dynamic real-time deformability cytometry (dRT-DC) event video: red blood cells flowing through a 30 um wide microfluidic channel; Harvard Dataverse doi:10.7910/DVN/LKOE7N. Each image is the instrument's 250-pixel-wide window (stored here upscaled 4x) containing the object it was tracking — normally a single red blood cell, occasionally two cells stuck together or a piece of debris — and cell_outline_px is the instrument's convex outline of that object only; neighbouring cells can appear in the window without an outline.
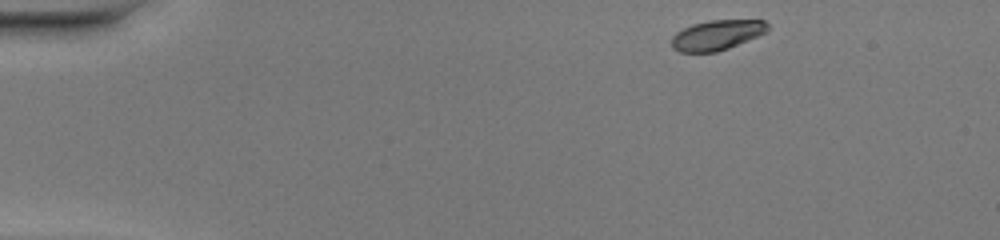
{"species": "common noctule bat (a hibernating species)", "species_latin": "Nyctalus noctula", "temperature_condition": "warm", "stored_images_in_passage": 44, "camera_frame_rate_fps": 3000, "um_per_image_px": 0.085, "animal": {"sex": "female", "body_mass_g": 20.0, "forearm_length_mm": 54.0}, "frame": {"image": 1, "passage_image": 1, "time_ms": 0.0, "image_size_px": [1000, 240], "cell_outline_px": [[768, 32], [728, 48], [716, 52], [680, 52], [672, 48], [672, 36], [676, 32], [692, 24], [708, 20], [764, 20], [768, 24]], "centroid_in_image_um": [60.94, 2.97], "position_along_channel_um": 24.1, "area_um2": 16.82}}
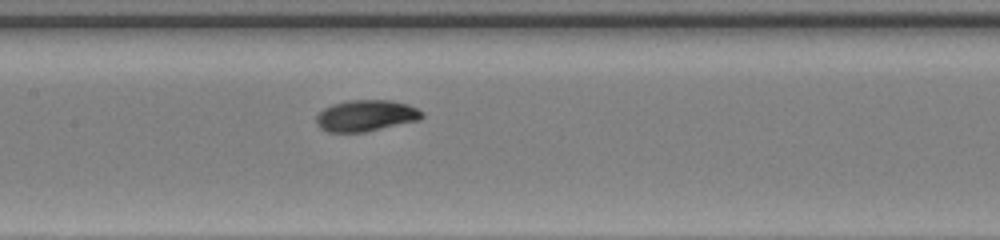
{"frame": {"image": 2, "passage_image": 19, "time_ms": 6.0, "image_size_px": [1000, 240], "cell_outline_px": [[424, 116], [420, 120], [364, 132], [328, 132], [320, 128], [316, 124], [316, 116], [324, 108], [332, 104], [348, 100], [388, 100], [408, 104], [424, 112]], "centroid_in_image_um": [31.11, 9.83], "position_along_channel_um": 176.3, "area_um2": 19.36}}
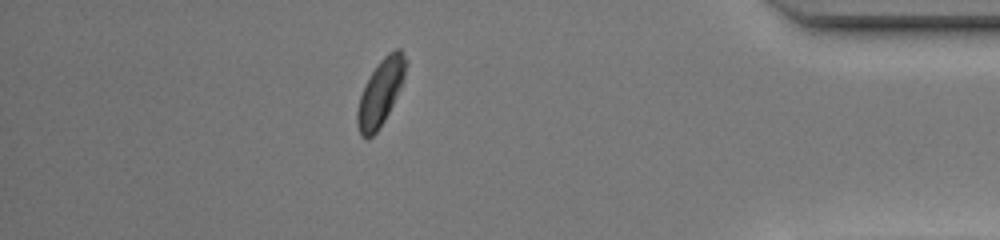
{"frame": {"image": 3, "passage_image": 38, "time_ms": 12.333, "image_size_px": [1000, 240], "cell_outline_px": [[408, 64], [404, 80], [384, 120], [376, 132], [368, 140], [360, 136], [356, 124], [356, 112], [360, 96], [372, 72], [380, 60], [388, 52], [396, 48], [400, 48], [408, 60]], "centroid_in_image_um": [32.35, 7.85], "position_along_channel_um": 402.8, "area_um2": 18.67}, "authors_computed_cell_mechanics": {"area_um2": 18.8717, "velocity_mm_per_s": 4.1579, "shape_relaxation_time_tau1_ms": 2.1009, "shape_relaxation_time_tau2_ms": 5.515, "deformation_change_tau1": 0.1262, "deformation_change_tau2": 0.07}}